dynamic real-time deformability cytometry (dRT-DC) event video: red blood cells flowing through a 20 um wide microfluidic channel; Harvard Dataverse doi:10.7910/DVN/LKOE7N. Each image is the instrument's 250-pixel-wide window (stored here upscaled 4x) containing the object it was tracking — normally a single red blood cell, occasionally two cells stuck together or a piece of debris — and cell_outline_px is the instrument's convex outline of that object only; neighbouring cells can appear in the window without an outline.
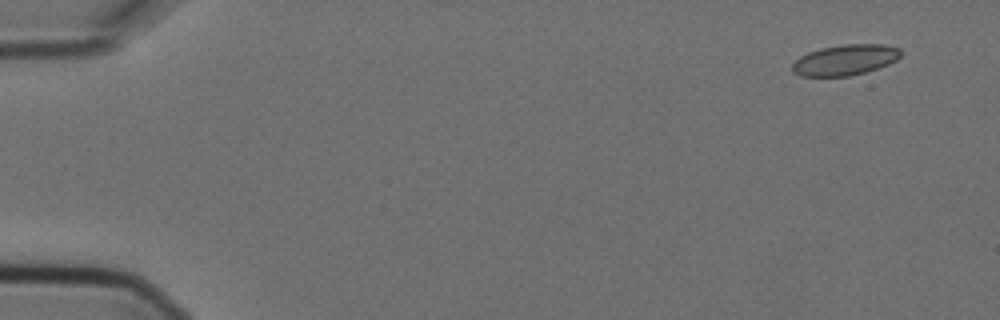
{"species": "Egyptian fruit bat (a non-hibernating species)", "species_latin": "Rousettus aegyptiacus", "temperature_condition": "cold", "stored_images_in_passage": 4, "camera_frame_rate_fps": 3000, "um_per_image_px": 0.085, "animal": {"sex": "female"}, "frame": {"image": 1, "passage_image": 1, "time_ms": 0.0, "image_size_px": [1000, 320], "cell_outline_px": [[900, 56], [896, 60], [888, 64], [864, 72], [848, 76], [800, 76], [792, 72], [792, 64], [800, 56], [808, 52], [820, 48], [844, 44], [884, 44], [900, 48]], "centroid_in_image_um": [71.81, 5.09], "position_along_channel_um": 13.2, "area_um2": 19.31}}
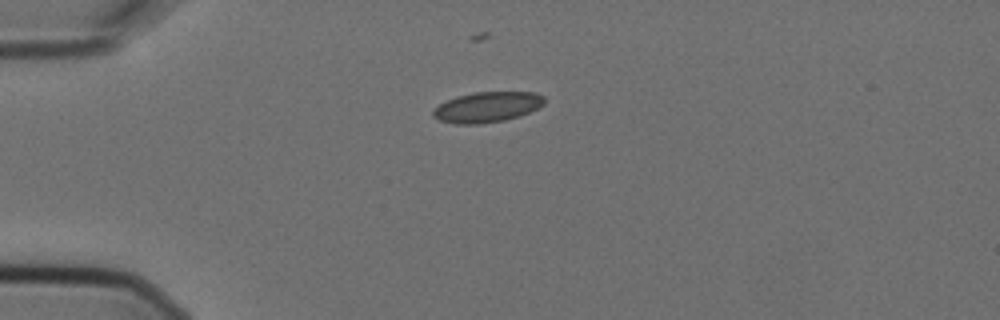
{"frame": {"image": 2, "passage_image": 4, "time_ms": 1.0, "image_size_px": [1000, 320], "cell_outline_px": [[544, 104], [520, 116], [504, 120], [480, 124], [456, 124], [440, 120], [432, 116], [432, 112], [440, 104], [456, 96], [476, 92], [536, 92], [544, 96]], "centroid_in_image_um": [41.41, 9.1], "position_along_channel_um": 43.6, "area_um2": 19.59}}